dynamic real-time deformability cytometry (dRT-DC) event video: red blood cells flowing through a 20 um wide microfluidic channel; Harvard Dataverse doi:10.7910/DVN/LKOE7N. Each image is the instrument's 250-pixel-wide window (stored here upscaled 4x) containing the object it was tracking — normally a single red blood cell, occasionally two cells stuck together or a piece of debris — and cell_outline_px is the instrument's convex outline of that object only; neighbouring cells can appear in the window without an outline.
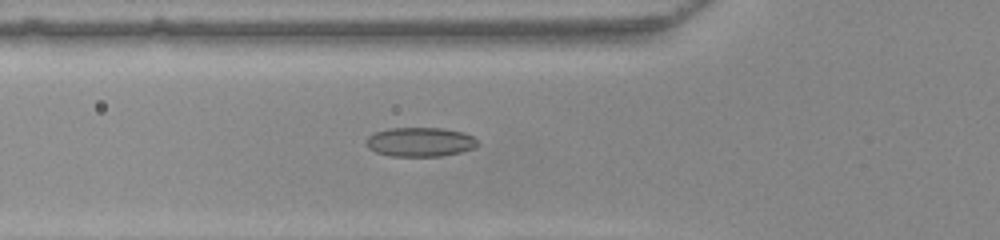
{"species": "common noctule bat (a hibernating species)", "species_latin": "Nyctalus noctula", "temperature_condition": "warm", "stored_images_in_passage": 34, "camera_frame_rate_fps": 3000, "um_per_image_px": 0.085, "animal": {"sex": "female", "body_mass_g": 22.0, "forearm_length_mm": 56.7}, "frame": {"image": 1, "passage_image": 2, "time_ms": 0.333, "image_size_px": [1000, 240], "cell_outline_px": [[480, 144], [472, 148], [460, 152], [440, 156], [392, 156], [376, 152], [368, 148], [364, 144], [364, 140], [368, 136], [376, 132], [388, 128], [444, 128], [464, 132], [472, 136]], "centroid_in_image_um": [35.68, 12.06], "position_along_channel_um": 90.1, "area_um2": 19.07}}
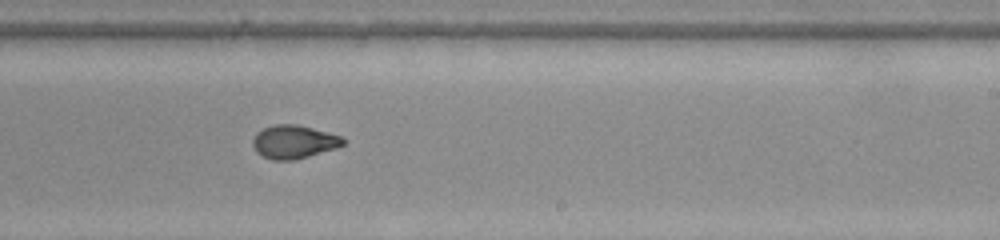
{"frame": {"image": 2, "passage_image": 15, "time_ms": 4.667, "image_size_px": [1000, 240], "cell_outline_px": [[348, 140], [344, 144], [336, 148], [308, 156], [292, 160], [272, 160], [256, 152], [252, 144], [252, 140], [256, 132], [272, 124], [296, 124], [312, 128], [340, 136]], "centroid_in_image_um": [24.96, 12.05], "position_along_channel_um": 264.0, "area_um2": 17.51}}
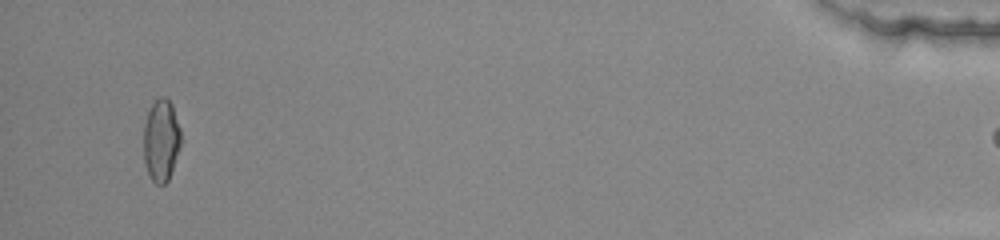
{"frame": {"image": 3, "passage_image": 33, "time_ms": 10.667, "image_size_px": [1000, 240], "cell_outline_px": [[180, 148], [168, 180], [164, 184], [156, 184], [152, 180], [144, 164], [144, 124], [148, 112], [152, 104], [160, 96], [164, 96], [172, 104], [180, 128]], "centroid_in_image_um": [13.7, 11.92], "position_along_channel_um": 421.5, "area_um2": 17.74}}